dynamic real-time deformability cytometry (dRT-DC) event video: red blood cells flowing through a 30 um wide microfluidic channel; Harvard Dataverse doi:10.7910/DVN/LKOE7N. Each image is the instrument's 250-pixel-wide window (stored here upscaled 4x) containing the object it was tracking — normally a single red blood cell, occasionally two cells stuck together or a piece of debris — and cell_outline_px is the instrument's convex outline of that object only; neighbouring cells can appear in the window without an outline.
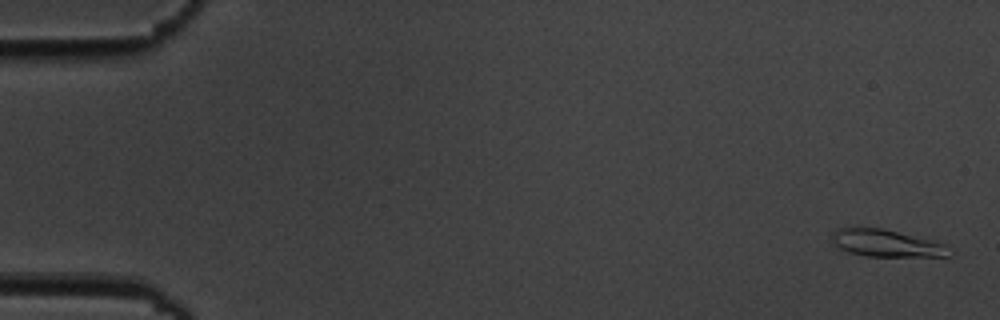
{"species": "common noctule bat (a hibernating species)", "species_latin": "Nyctalus noctula", "temperature_condition": "cold", "stored_images_in_passage": 6, "camera_frame_rate_fps": 3000, "um_per_image_px": 0.085, "animal": {"sex": "male", "body_mass_g": 19.5, "forearm_length_mm": 54.6}, "frame": {"image": 1, "passage_image": 1, "time_ms": 0.0, "image_size_px": [1000, 320], "cell_outline_px": [[952, 256], [868, 256], [848, 252], [840, 248], [832, 240], [832, 232], [836, 228], [880, 228], [944, 244]], "centroid_in_image_um": [75.27, 20.68], "position_along_channel_um": 9.7, "area_um2": 17.92}}